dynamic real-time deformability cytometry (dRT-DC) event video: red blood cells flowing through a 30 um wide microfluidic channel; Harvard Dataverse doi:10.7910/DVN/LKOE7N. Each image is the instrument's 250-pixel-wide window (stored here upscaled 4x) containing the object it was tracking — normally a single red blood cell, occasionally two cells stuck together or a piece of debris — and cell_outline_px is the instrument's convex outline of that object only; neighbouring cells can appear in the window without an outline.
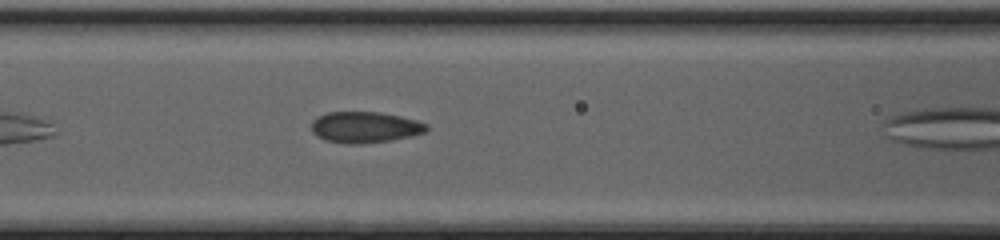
{"species": "common noctule bat (a hibernating species)", "species_latin": "Nyctalus noctula", "temperature_condition": "cold", "stored_images_in_passage": 11, "camera_frame_rate_fps": 3000, "um_per_image_px": 0.085, "animal": {"sex": "female", "body_mass_g": 20.0, "forearm_length_mm": 54.0}, "frame": {"image": 1, "passage_image": 7, "time_ms": 2.0, "image_size_px": [1000, 240], "cell_outline_px": [[428, 128], [424, 132], [392, 140], [360, 144], [348, 144], [324, 140], [316, 136], [312, 132], [312, 120], [328, 112], [380, 112], [400, 116], [416, 120], [428, 124]], "centroid_in_image_um": [31.0, 10.82], "position_along_channel_um": 135.6, "area_um2": 20.81}}
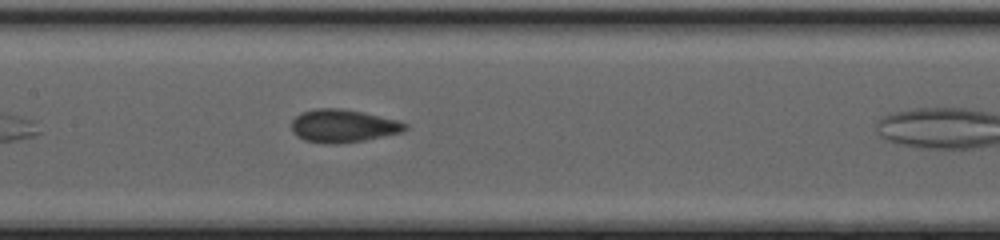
{"frame": {"image": 2, "passage_image": 10, "time_ms": 3.0, "image_size_px": [1000, 240], "cell_outline_px": [[408, 128], [400, 132], [364, 140], [332, 144], [328, 144], [304, 140], [296, 136], [292, 132], [292, 120], [296, 116], [304, 112], [316, 108], [340, 108], [364, 112], [396, 120], [408, 124]], "centroid_in_image_um": [29.14, 10.7], "position_along_channel_um": 178.3, "area_um2": 21.62}}